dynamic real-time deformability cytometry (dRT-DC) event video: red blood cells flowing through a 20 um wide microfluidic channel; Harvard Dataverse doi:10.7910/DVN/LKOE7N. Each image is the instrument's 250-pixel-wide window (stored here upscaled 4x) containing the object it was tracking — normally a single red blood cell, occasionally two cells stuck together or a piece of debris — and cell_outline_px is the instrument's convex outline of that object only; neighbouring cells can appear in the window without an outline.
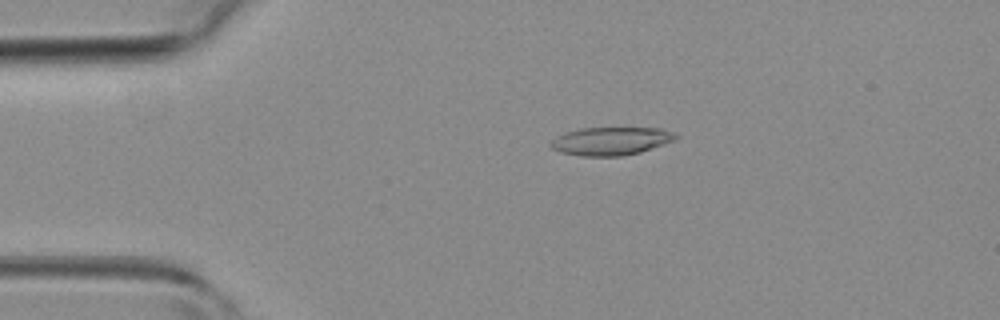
{"species": "common noctule bat (a hibernating species)", "species_latin": "Nyctalus noctula", "temperature_condition": "room temperature", "stored_images_in_passage": 4, "camera_frame_rate_fps": 3000, "um_per_image_px": 0.085, "animal": {"sex": "female", "body_mass_g": 19.3, "forearm_length_mm": 54.1}, "frame": {"image": 1, "passage_image": 3, "time_ms": 2.333, "image_size_px": [1000, 320], "cell_outline_px": [[680, 136], [672, 140], [640, 152], [620, 156], [580, 156], [560, 152], [552, 148], [548, 144], [556, 136], [564, 132], [580, 128], [660, 128], [672, 132]], "centroid_in_image_um": [51.85, 11.99], "position_along_channel_um": 33.1, "area_um2": 20.35}}